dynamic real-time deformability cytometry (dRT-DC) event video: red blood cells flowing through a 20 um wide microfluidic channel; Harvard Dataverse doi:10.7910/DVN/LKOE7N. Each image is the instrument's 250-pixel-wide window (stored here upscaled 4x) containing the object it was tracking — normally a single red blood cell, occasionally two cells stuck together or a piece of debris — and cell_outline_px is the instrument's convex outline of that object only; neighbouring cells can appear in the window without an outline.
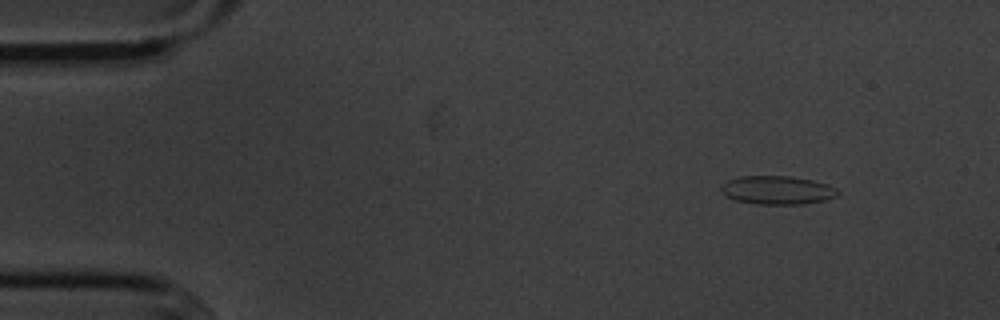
{"species": "common noctule bat (a hibernating species)", "species_latin": "Nyctalus noctula", "temperature_condition": "cold", "stored_images_in_passage": 10, "camera_frame_rate_fps": 3000, "um_per_image_px": 0.085, "animal": {"sex": "male", "body_mass_g": 20.1, "forearm_length_mm": 53.5}, "frame": {"image": 1, "passage_image": 1, "time_ms": 0.0, "image_size_px": [1000, 320], "cell_outline_px": [[840, 192], [836, 196], [828, 200], [804, 204], [756, 204], [736, 200], [720, 192], [720, 184], [728, 180], [740, 176], [792, 176], [812, 180], [828, 184], [836, 188]], "centroid_in_image_um": [66.08, 16.16], "position_along_channel_um": 18.9, "area_um2": 19.59}}
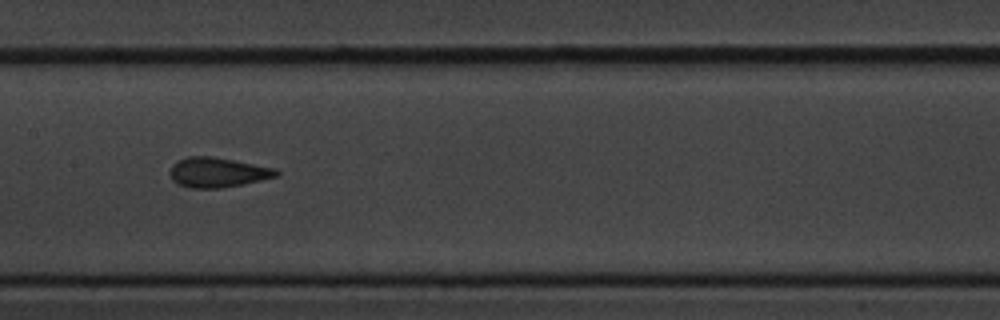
{"frame": {"image": 2, "passage_image": 7, "time_ms": 7.0, "image_size_px": [1000, 320], "cell_outline_px": [[280, 176], [244, 184], [220, 188], [192, 188], [180, 184], [172, 180], [168, 172], [172, 164], [176, 160], [188, 156], [212, 156], [276, 168], [280, 172]], "centroid_in_image_um": [18.5, 14.64], "position_along_channel_um": 188.9, "area_um2": 18.73}}
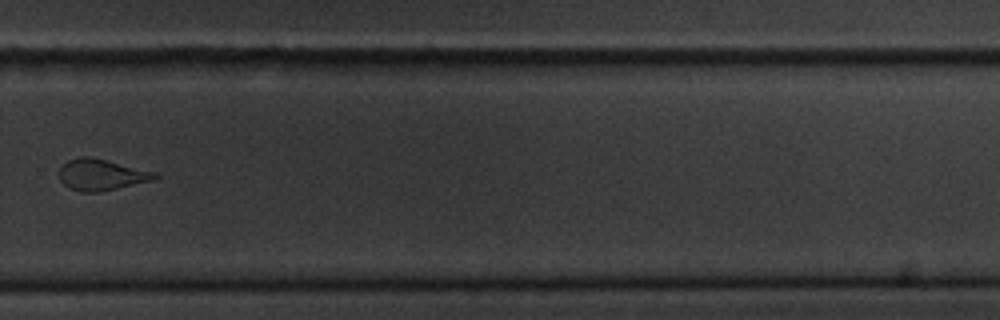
{"frame": {"image": 3, "passage_image": 10, "time_ms": 10.667, "image_size_px": [1000, 320], "cell_outline_px": [[160, 176], [156, 180], [100, 192], [80, 192], [68, 188], [60, 180], [60, 168], [68, 160], [80, 156], [88, 156], [156, 172]], "centroid_in_image_um": [8.64, 14.87], "position_along_channel_um": 321.2, "area_um2": 17.46}}